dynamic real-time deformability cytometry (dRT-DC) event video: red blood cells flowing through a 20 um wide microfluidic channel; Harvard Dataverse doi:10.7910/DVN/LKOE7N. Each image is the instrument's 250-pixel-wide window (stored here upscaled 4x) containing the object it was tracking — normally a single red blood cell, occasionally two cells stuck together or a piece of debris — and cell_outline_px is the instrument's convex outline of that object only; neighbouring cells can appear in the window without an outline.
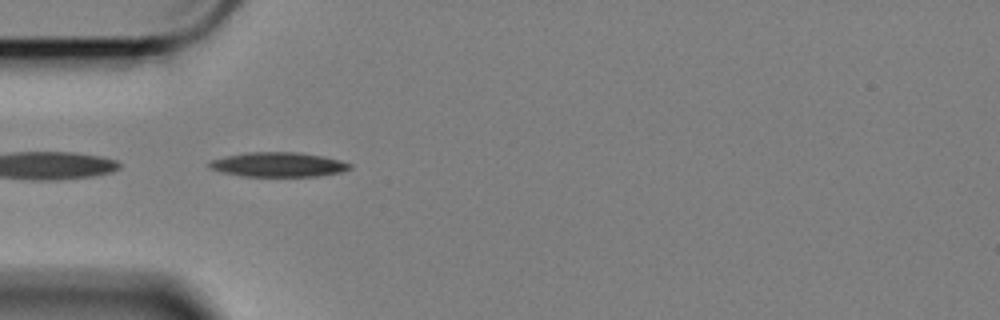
{"species": "Egyptian fruit bat (a non-hibernating species)", "species_latin": "Rousettus aegyptiacus", "temperature_condition": "cold", "stored_images_in_passage": 12, "camera_frame_rate_fps": 3000, "um_per_image_px": 0.085, "animal": {"sex": "female"}, "frame": {"image": 1, "passage_image": 1, "time_ms": 0.0, "image_size_px": [1000, 320], "cell_outline_px": [[352, 168], [344, 172], [316, 176], [240, 176], [220, 172], [208, 168], [208, 160], [224, 156], [248, 152], [300, 152], [324, 156], [340, 160], [352, 164]], "centroid_in_image_um": [23.63, 13.98], "position_along_channel_um": 61.4, "area_um2": 20.46}}
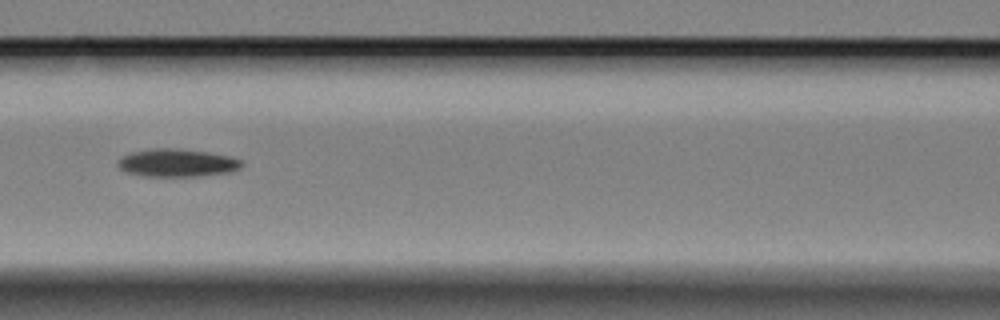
{"frame": {"image": 2, "passage_image": 9, "time_ms": 2.667, "image_size_px": [1000, 320], "cell_outline_px": [[244, 164], [240, 168], [228, 172], [200, 176], [144, 176], [124, 172], [116, 164], [116, 160], [132, 152], [152, 148], [180, 148], [208, 152], [228, 156], [244, 160]], "centroid_in_image_um": [15.04, 13.84], "position_along_channel_um": 151.6, "area_um2": 20.29}}